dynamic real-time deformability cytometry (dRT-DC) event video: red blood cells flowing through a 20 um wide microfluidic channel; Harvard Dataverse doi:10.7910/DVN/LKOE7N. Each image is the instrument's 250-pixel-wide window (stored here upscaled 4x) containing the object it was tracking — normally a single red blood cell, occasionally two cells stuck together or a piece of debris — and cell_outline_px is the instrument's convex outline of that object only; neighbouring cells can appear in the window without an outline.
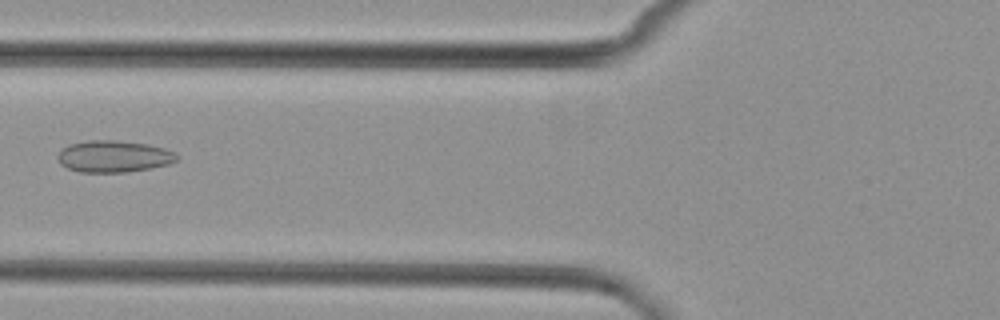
{"species": "common noctule bat (a hibernating species)", "species_latin": "Nyctalus noctula", "temperature_condition": "cold", "stored_images_in_passage": 4, "camera_frame_rate_fps": 3000, "um_per_image_px": 0.085, "animal": {"sex": "female", "body_mass_g": 29.2, "forearm_length_mm": 56.3}, "frame": {"image": 1, "passage_image": 4, "time_ms": 4.333, "image_size_px": [1000, 320], "cell_outline_px": [[180, 156], [176, 160], [168, 164], [128, 172], [80, 172], [68, 168], [60, 164], [56, 156], [68, 144], [88, 140], [116, 140], [148, 144], [164, 148], [176, 152]], "centroid_in_image_um": [9.67, 13.28], "position_along_channel_um": 116.1, "area_um2": 22.08}}